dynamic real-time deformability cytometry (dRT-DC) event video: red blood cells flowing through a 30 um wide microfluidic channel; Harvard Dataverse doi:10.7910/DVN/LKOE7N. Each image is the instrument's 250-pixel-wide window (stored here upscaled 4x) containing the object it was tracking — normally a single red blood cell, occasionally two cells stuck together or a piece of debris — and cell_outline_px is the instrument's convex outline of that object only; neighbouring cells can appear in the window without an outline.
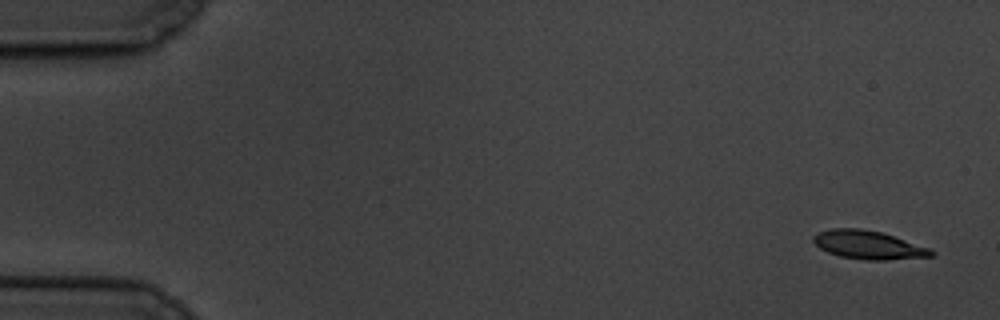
{"species": "common noctule bat (a hibernating species)", "species_latin": "Nyctalus noctula", "temperature_condition": "cold", "stored_images_in_passage": 5, "camera_frame_rate_fps": 3000, "um_per_image_px": 0.085, "animal": {"sex": "male", "body_mass_g": 19.5, "forearm_length_mm": 54.6}, "frame": {"image": 1, "passage_image": 1, "time_ms": 0.0, "image_size_px": [1000, 320], "cell_outline_px": [[936, 252], [932, 256], [884, 260], [864, 260], [840, 256], [828, 252], [820, 248], [812, 240], [812, 236], [820, 232], [832, 228], [860, 228], [880, 232], [932, 248]], "centroid_in_image_um": [73.83, 20.82], "position_along_channel_um": 11.2, "area_um2": 19.48}}